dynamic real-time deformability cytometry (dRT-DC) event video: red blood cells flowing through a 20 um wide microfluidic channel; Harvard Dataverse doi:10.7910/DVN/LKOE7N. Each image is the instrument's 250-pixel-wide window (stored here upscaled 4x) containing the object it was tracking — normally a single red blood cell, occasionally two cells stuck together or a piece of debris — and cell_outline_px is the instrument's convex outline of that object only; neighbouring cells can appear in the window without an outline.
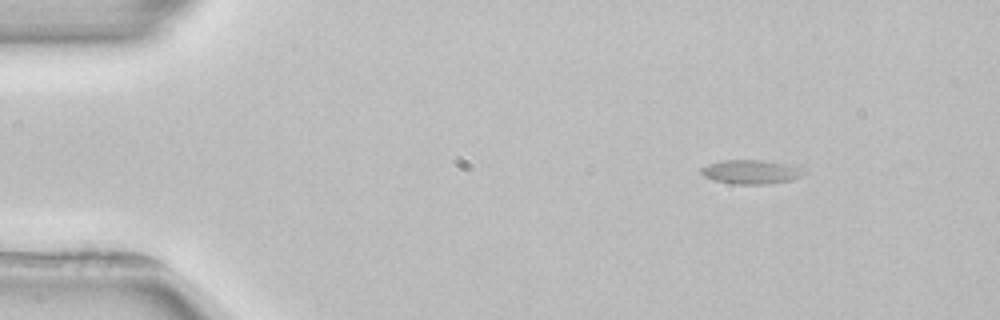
{"species": "common noctule bat (a hibernating species)", "species_latin": "Nyctalus noctula", "temperature_condition": "room temperature", "stored_images_in_passage": 3, "camera_frame_rate_fps": 3000, "um_per_image_px": 0.085, "animal": {"sex": "female", "body_mass_g": 22.7, "forearm_length_mm": 54.2}, "frame": {"image": 1, "passage_image": 1, "time_ms": 0.0, "image_size_px": [1000, 320], "cell_outline_px": [[804, 172], [800, 176], [792, 180], [768, 184], [736, 184], [716, 180], [704, 176], [700, 172], [700, 168], [708, 164], [720, 160], [760, 160], [784, 164], [804, 168]], "centroid_in_image_um": [63.81, 14.61], "position_along_channel_um": 21.2, "area_um2": 14.22}}